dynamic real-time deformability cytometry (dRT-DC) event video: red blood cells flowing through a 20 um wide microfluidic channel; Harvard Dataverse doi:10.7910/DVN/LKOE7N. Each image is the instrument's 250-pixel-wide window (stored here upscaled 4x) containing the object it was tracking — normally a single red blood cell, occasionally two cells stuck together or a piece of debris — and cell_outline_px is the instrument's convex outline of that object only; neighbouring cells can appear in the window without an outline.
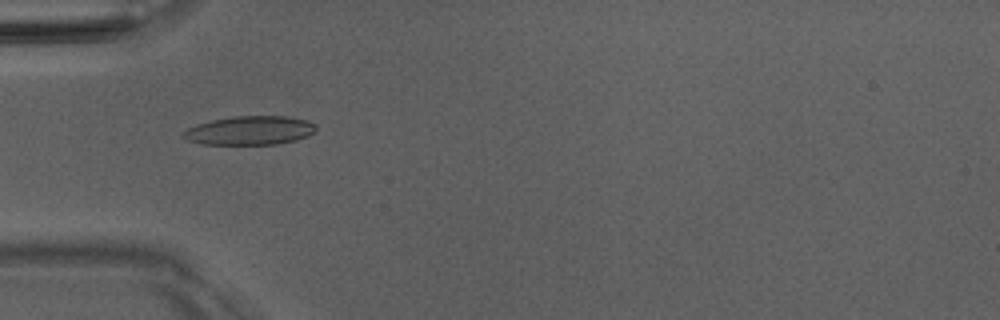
{"species": "Egyptian fruit bat (a non-hibernating species)", "species_latin": "Rousettus aegyptiacus", "temperature_condition": "room temperature", "stored_images_in_passage": 48, "camera_frame_rate_fps": 3000, "um_per_image_px": 0.085, "animal": {"sex": "male"}, "frame": {"image": 1, "passage_image": 14, "time_ms": 4.333, "image_size_px": [1000, 320], "cell_outline_px": [[316, 132], [308, 136], [296, 140], [276, 144], [200, 144], [188, 140], [180, 136], [180, 132], [196, 124], [212, 120], [232, 116], [288, 116], [308, 120], [316, 124]], "centroid_in_image_um": [21.23, 11.08], "position_along_channel_um": 63.8, "area_um2": 22.6}}
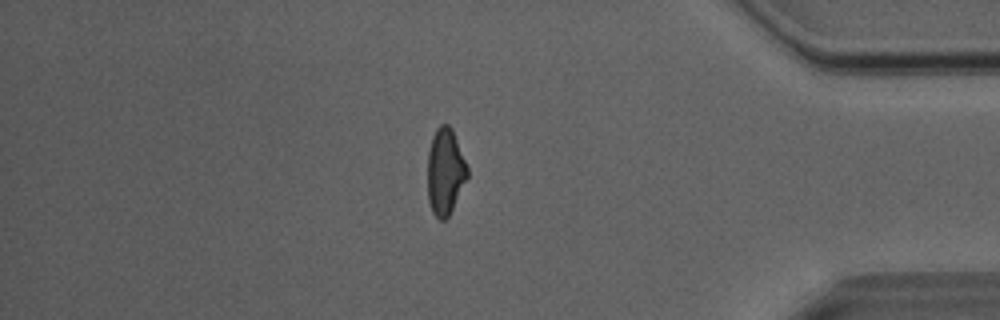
{"frame": {"image": 2, "passage_image": 41, "time_ms": 13.333, "image_size_px": [1000, 320], "cell_outline_px": [[468, 176], [448, 216], [444, 220], [440, 220], [432, 212], [428, 200], [428, 152], [432, 136], [436, 128], [440, 124], [448, 124], [452, 128], [468, 168]], "centroid_in_image_um": [37.83, 14.55], "position_along_channel_um": 397.4, "area_um2": 19.88}}
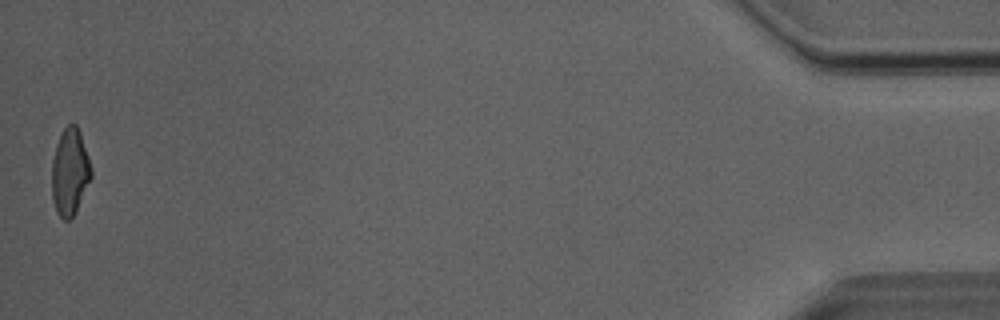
{"frame": {"image": 3, "passage_image": 48, "time_ms": 15.667, "image_size_px": [1000, 320], "cell_outline_px": [[92, 176], [76, 212], [68, 220], [64, 220], [60, 216], [52, 200], [52, 160], [56, 144], [64, 128], [68, 124], [76, 124], [80, 132], [92, 168]], "centroid_in_image_um": [5.94, 14.61], "position_along_channel_um": 429.3, "area_um2": 19.83}, "authors_computed_cell_mechanics": {"area_um2": 20.7791, "velocity_mm_per_s": 4.0819, "shape_relaxation_time_tau1_ms": 5.4946, "shape_relaxation_time_tau2_ms": 2.2903, "deformation_change_tau1": 0.1747, "deformation_change_tau2": 0.0977}}